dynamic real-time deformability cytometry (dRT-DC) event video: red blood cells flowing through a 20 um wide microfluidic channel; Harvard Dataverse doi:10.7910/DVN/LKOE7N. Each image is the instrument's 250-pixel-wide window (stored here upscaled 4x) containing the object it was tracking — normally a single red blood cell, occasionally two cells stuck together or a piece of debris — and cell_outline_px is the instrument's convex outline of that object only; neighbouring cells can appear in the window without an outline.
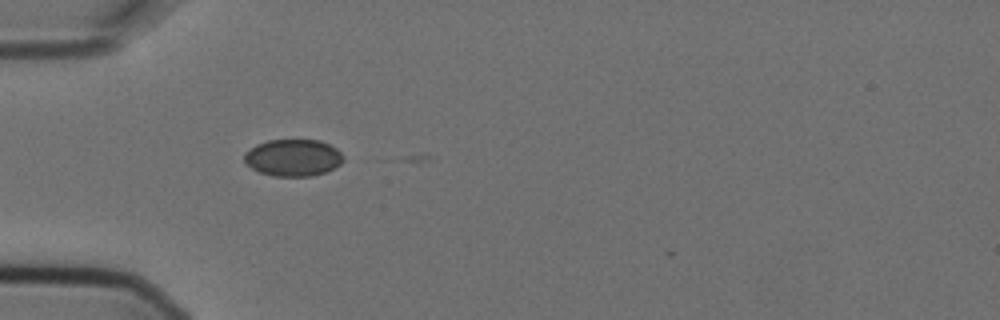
{"species": "Egyptian fruit bat (a non-hibernating species)", "species_latin": "Rousettus aegyptiacus", "temperature_condition": "cold", "stored_images_in_passage": 3, "camera_frame_rate_fps": 3000, "um_per_image_px": 0.085, "animal": {"sex": "female"}, "frame": {"image": 1, "passage_image": 2, "time_ms": 0.333, "image_size_px": [1000, 320], "cell_outline_px": [[344, 160], [340, 164], [324, 172], [312, 176], [276, 176], [260, 172], [252, 168], [244, 160], [244, 152], [256, 144], [268, 140], [320, 140], [336, 148], [344, 156]], "centroid_in_image_um": [24.91, 13.39], "position_along_channel_um": 60.1, "area_um2": 21.21}}